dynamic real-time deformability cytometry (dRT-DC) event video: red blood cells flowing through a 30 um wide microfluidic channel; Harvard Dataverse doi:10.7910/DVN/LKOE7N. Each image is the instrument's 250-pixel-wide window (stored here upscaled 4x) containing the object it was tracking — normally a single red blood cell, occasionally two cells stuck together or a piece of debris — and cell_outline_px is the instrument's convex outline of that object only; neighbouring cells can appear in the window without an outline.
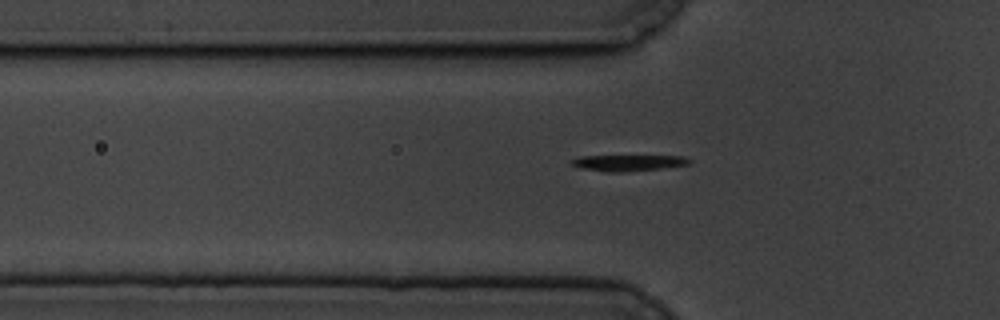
{"species": "common noctule bat (a hibernating species)", "species_latin": "Nyctalus noctula", "temperature_condition": "cold", "stored_images_in_passage": 46, "camera_frame_rate_fps": 3000, "um_per_image_px": 0.085, "animal": {"sex": "male", "body_mass_g": 19.5, "forearm_length_mm": 54.6}, "frame": {"image": 1, "passage_image": 8, "time_ms": 2.333, "image_size_px": [1000, 320], "cell_outline_px": [[692, 160], [688, 164], [660, 168], [620, 172], [608, 172], [580, 168], [572, 164], [568, 160], [580, 156], [684, 156]], "centroid_in_image_um": [53.34, 13.83], "position_along_channel_um": 72.5, "area_um2": 10.92}}
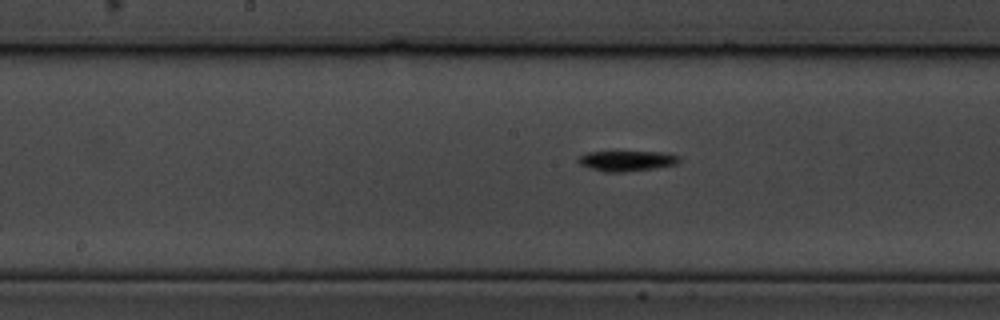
{"frame": {"image": 2, "passage_image": 19, "time_ms": 6.0, "image_size_px": [1000, 320], "cell_outline_px": [[680, 160], [676, 164], [656, 168], [624, 172], [604, 172], [580, 164], [576, 160], [580, 156], [588, 152], [664, 152], [680, 156]], "centroid_in_image_um": [53.3, 13.67], "position_along_channel_um": 194.9, "area_um2": 11.91}}
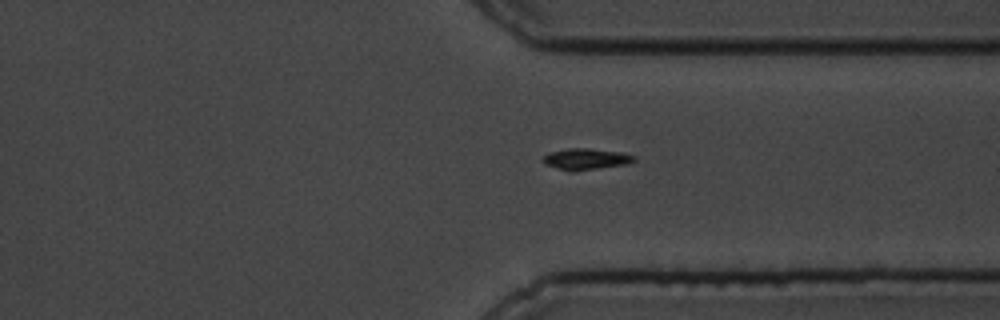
{"frame": {"image": 3, "passage_image": 34, "time_ms": 11.0, "image_size_px": [1000, 320], "cell_outline_px": [[636, 160], [628, 164], [572, 172], [568, 172], [544, 164], [540, 160], [548, 152], [568, 148], [588, 148], [620, 152], [636, 156]], "centroid_in_image_um": [49.76, 13.53], "position_along_channel_um": 361.6, "area_um2": 11.56}}